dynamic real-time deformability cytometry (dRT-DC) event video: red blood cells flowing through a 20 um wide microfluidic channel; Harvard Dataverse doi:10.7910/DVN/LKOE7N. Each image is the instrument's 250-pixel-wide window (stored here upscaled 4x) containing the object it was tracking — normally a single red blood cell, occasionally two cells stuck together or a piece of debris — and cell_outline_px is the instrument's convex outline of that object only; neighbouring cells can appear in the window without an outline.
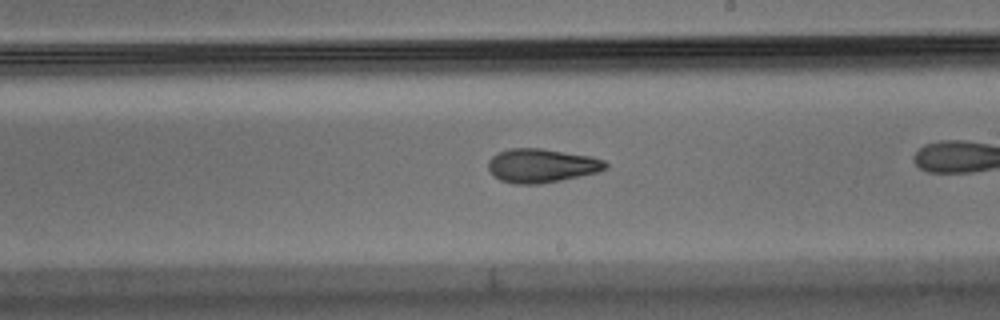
{"species": "Egyptian fruit bat (a non-hibernating species)", "species_latin": "Rousettus aegyptiacus", "temperature_condition": "warm", "stored_images_in_passage": 39, "camera_frame_rate_fps": 3000, "um_per_image_px": 0.085, "animal": {"sex": "male"}, "frame": {"image": 1, "passage_image": 28, "time_ms": 9.0, "image_size_px": [1000, 320], "cell_outline_px": [[608, 168], [600, 172], [540, 184], [512, 184], [500, 180], [488, 168], [488, 160], [496, 152], [508, 148], [540, 148], [592, 156], [604, 160], [608, 164]], "centroid_in_image_um": [46.05, 14.07], "position_along_channel_um": 243.0, "area_um2": 23.35}}